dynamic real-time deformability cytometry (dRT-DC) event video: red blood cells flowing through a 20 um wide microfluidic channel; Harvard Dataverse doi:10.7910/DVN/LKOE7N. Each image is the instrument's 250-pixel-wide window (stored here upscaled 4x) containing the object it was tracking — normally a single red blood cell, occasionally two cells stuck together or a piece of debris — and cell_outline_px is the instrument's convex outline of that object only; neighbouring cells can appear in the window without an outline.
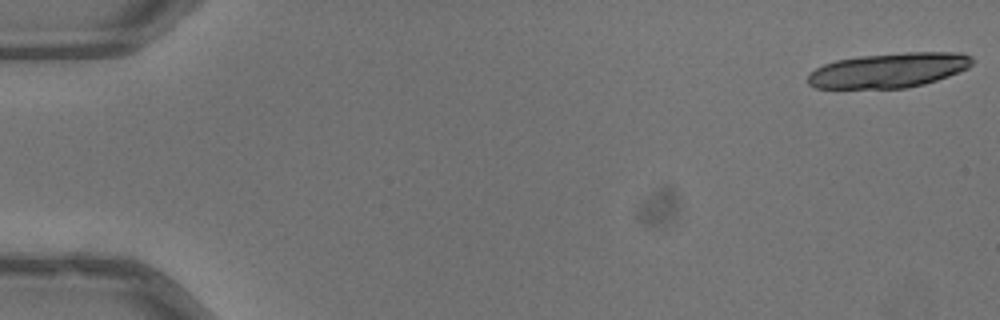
{"species": "common noctule bat (a hibernating species)", "species_latin": "Nyctalus noctula", "temperature_condition": "warm", "stored_images_in_passage": 19, "camera_frame_rate_fps": 3000, "um_per_image_px": 0.085, "animal": {"sex": "male", "body_mass_g": 13.3}, "frame": {"image": 1, "passage_image": 1, "time_ms": 0.0, "image_size_px": [1000, 320], "cell_outline_px": [[972, 64], [968, 68], [948, 76], [924, 84], [904, 88], [816, 88], [808, 84], [808, 72], [824, 64], [836, 60], [860, 56], [904, 52], [964, 52], [972, 56]], "centroid_in_image_um": [75.55, 5.96], "position_along_channel_um": 9.4, "area_um2": 33.41}}